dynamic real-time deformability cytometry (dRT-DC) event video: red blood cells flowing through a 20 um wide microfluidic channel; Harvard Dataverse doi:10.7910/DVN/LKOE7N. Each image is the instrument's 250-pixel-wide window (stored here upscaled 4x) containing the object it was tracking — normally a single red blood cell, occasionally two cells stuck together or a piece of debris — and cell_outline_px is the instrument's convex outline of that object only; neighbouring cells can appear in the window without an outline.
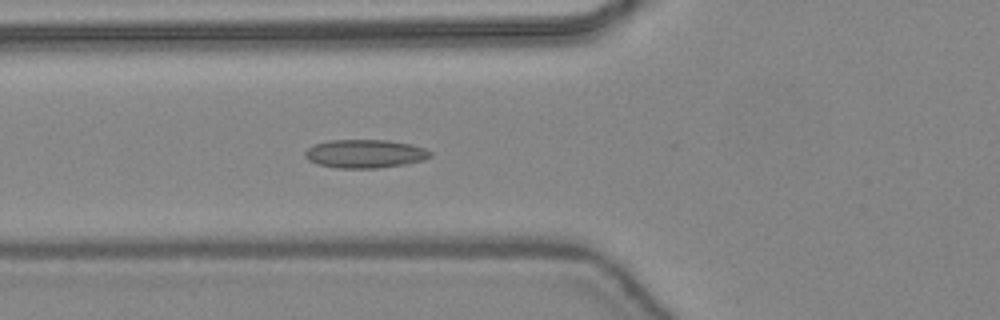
{"species": "common noctule bat (a hibernating species)", "species_latin": "Nyctalus noctula", "temperature_condition": "warm", "stored_images_in_passage": 45, "camera_frame_rate_fps": 3000, "um_per_image_px": 0.085, "animal": {"sex": "female", "body_mass_g": 24.6, "forearm_length_mm": 56.2}, "frame": {"image": 1, "passage_image": 19, "time_ms": 6.0, "image_size_px": [1000, 320], "cell_outline_px": [[432, 156], [424, 160], [408, 164], [376, 168], [336, 168], [316, 164], [308, 160], [304, 156], [304, 152], [312, 144], [328, 140], [388, 140], [412, 144], [424, 148], [432, 152]], "centroid_in_image_um": [31.02, 13.07], "position_along_channel_um": 94.8, "area_um2": 21.1}}
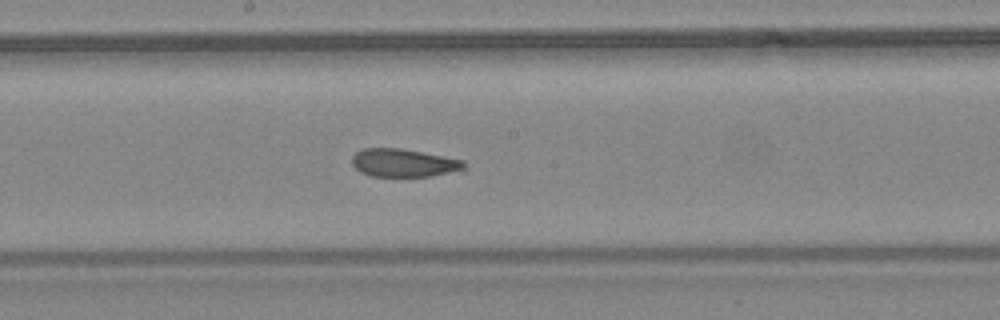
{"frame": {"image": 2, "passage_image": 27, "time_ms": 8.667, "image_size_px": [1000, 320], "cell_outline_px": [[468, 168], [432, 176], [368, 176], [360, 172], [352, 164], [352, 156], [356, 152], [364, 148], [400, 148], [444, 156], [464, 160]], "centroid_in_image_um": [34.31, 13.84], "position_along_channel_um": 213.9, "area_um2": 18.38}}
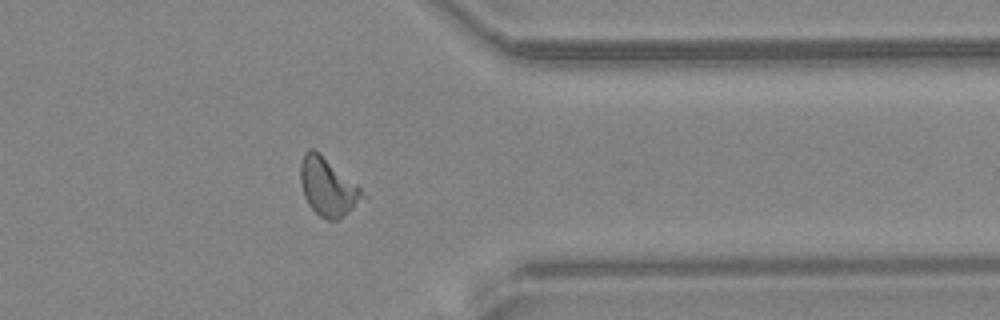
{"frame": {"image": 3, "passage_image": 39, "time_ms": 12.667, "image_size_px": [1000, 320], "cell_outline_px": [[368, 196], [340, 220], [328, 220], [320, 216], [308, 204], [304, 196], [300, 180], [300, 164], [304, 152], [308, 148], [312, 148], [356, 184]], "centroid_in_image_um": [27.87, 15.93], "position_along_channel_um": 383.5, "area_um2": 20.75}, "authors_computed_cell_mechanics": {"area_um2": 20.1144, "velocity_mm_per_s": 4.4517, "shape_relaxation_time_tau1_ms": 4.8978, "shape_relaxation_time_tau2_ms": 4.3067, "deformation_change_tau1": 0.0806, "deformation_change_tau2": 0.1509}}